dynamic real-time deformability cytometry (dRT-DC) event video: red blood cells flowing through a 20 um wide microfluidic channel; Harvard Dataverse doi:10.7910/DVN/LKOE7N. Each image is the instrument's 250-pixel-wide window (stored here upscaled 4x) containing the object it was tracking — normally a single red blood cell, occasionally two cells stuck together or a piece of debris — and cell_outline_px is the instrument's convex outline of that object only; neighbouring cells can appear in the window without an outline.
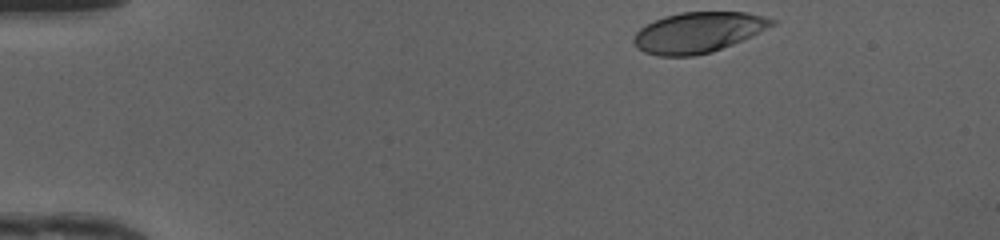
{"species": "human", "species_latin": "Homo sapiens", "temperature_condition": "cold", "stored_images_in_passage": 10, "segment_of_instrument_passage": [1, 2], "camera_frame_rate_fps": 3000, "um_per_image_px": 0.085, "donor": {"sex": "female"}, "frame": {"image": 1, "passage_image": 1, "time_ms": 0.0, "image_size_px": [1000, 240], "cell_outline_px": [[776, 24], [752, 36], [712, 52], [692, 56], [660, 56], [644, 52], [636, 48], [632, 40], [636, 32], [640, 28], [664, 16], [680, 12], [748, 12], [776, 20]], "centroid_in_image_um": [59.34, 2.75], "position_along_channel_um": 25.7, "area_um2": 32.6}}
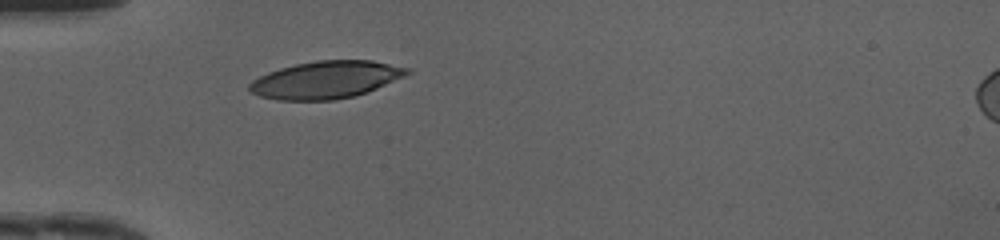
{"frame": {"image": 2, "passage_image": 9, "time_ms": 2.667, "image_size_px": [1000, 240], "cell_outline_px": [[412, 72], [404, 76], [376, 88], [352, 96], [332, 100], [276, 100], [260, 96], [248, 92], [248, 84], [252, 80], [268, 72], [280, 68], [296, 64], [316, 60], [372, 60], [412, 68]], "centroid_in_image_um": [27.67, 6.77], "position_along_channel_um": 57.3, "area_um2": 34.33}}